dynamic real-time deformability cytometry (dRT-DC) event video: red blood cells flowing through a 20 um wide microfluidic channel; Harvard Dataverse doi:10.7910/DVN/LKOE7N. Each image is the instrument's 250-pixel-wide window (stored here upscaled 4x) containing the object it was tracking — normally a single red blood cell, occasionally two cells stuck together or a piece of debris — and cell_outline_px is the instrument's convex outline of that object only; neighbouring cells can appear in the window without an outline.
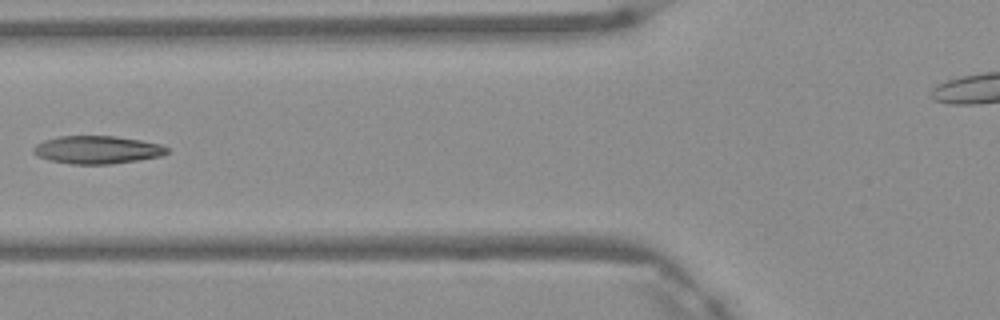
{"species": "Egyptian fruit bat (a non-hibernating species)", "species_latin": "Rousettus aegyptiacus", "temperature_condition": "warm", "stored_images_in_passage": 7, "segment_of_instrument_passage": [1, 2], "camera_frame_rate_fps": 3000, "um_per_image_px": 0.085, "frame": {"image": 1, "passage_image": 6, "time_ms": 1.667, "image_size_px": [1000, 320], "cell_outline_px": [[168, 152], [160, 156], [112, 164], [72, 164], [48, 160], [36, 156], [32, 152], [32, 148], [36, 144], [44, 140], [60, 136], [116, 136], [140, 140], [160, 144], [168, 148]], "centroid_in_image_um": [8.21, 12.73], "position_along_channel_um": 117.6, "area_um2": 21.73}}